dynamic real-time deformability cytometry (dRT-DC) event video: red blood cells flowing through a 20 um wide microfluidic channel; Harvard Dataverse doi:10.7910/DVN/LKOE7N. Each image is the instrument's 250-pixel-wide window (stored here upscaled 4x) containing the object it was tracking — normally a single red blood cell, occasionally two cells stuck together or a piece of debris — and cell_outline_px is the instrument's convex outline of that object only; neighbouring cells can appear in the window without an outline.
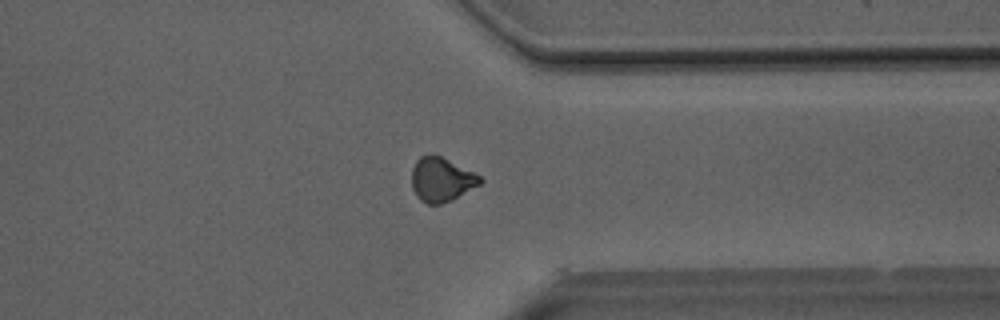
{"species": "Egyptian fruit bat (a non-hibernating species)", "species_latin": "Rousettus aegyptiacus", "temperature_condition": "room temperature", "stored_images_in_passage": 34, "camera_frame_rate_fps": 3000, "um_per_image_px": 0.085, "animal": {"sex": "male"}, "frame": {"image": 1, "passage_image": 33, "time_ms": 10.667, "image_size_px": [1000, 320], "cell_outline_px": [[484, 180], [480, 184], [452, 200], [440, 204], [428, 204], [420, 200], [416, 196], [412, 188], [412, 168], [416, 160], [420, 156], [432, 152], [480, 176]], "centroid_in_image_um": [37.48, 15.26], "position_along_channel_um": 373.9, "area_um2": 17.57}, "authors_computed_cell_mechanics": {"area_um2": 18.207, "velocity_mm_per_s": 4.0789, "shape_relaxation_time_tau1_ms": null, "shape_relaxation_time_tau2_ms": 2.559, "deformation_change_tau1": null, "deformation_change_tau2": 0.0732}}